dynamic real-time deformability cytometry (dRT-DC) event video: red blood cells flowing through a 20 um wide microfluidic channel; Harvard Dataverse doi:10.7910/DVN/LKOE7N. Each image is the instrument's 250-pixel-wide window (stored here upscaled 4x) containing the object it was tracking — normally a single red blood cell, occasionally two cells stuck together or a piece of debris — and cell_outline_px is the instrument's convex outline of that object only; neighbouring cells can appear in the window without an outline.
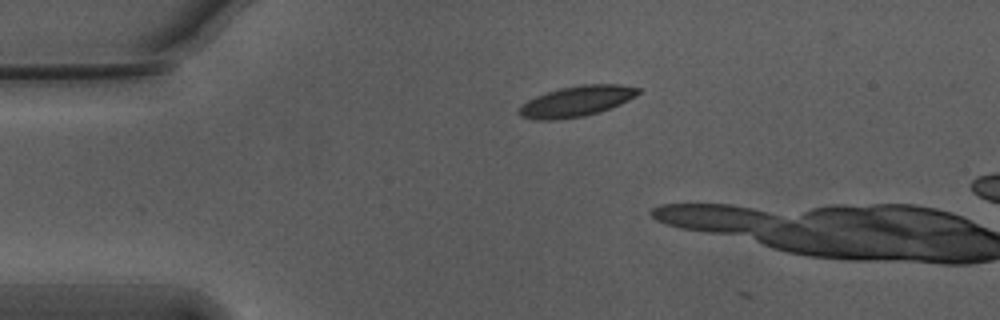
{"species": "Egyptian fruit bat (a non-hibernating species)", "species_latin": "Rousettus aegyptiacus", "temperature_condition": "warm", "stored_images_in_passage": 2, "camera_frame_rate_fps": 3000, "um_per_image_px": 0.085, "animal": {"sex": "male"}, "frame": {"image": 1, "passage_image": 1, "time_ms": 0.0, "image_size_px": [1000, 320], "cell_outline_px": [[640, 92], [636, 96], [620, 104], [584, 116], [556, 120], [536, 120], [520, 116], [516, 112], [528, 100], [536, 96], [560, 88], [580, 84], [620, 84], [640, 88]], "centroid_in_image_um": [49.0, 8.6], "position_along_channel_um": 36.0, "area_um2": 21.1}}